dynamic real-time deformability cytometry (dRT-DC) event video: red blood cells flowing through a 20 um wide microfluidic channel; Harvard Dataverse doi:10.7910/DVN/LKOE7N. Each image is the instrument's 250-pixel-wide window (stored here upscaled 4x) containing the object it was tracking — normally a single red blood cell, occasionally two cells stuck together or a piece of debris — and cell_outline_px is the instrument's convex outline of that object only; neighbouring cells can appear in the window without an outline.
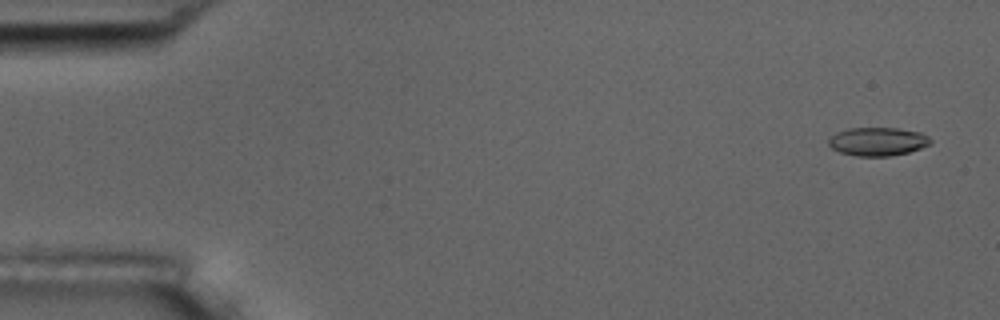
{"species": "common noctule bat (a hibernating species)", "species_latin": "Nyctalus noctula", "temperature_condition": "room temperature", "stored_images_in_passage": 6, "camera_frame_rate_fps": 3000, "um_per_image_px": 0.085, "animal": {"sex": "male", "body_mass_g": 17.5, "forearm_length_mm": 52.3}, "frame": {"image": 1, "passage_image": 1, "time_ms": 0.0, "image_size_px": [1000, 320], "cell_outline_px": [[932, 140], [928, 144], [920, 148], [908, 152], [892, 156], [856, 156], [840, 152], [832, 148], [828, 144], [828, 140], [836, 132], [848, 128], [896, 128], [920, 132], [928, 136]], "centroid_in_image_um": [74.58, 12.03], "position_along_channel_um": 10.4, "area_um2": 16.82}}
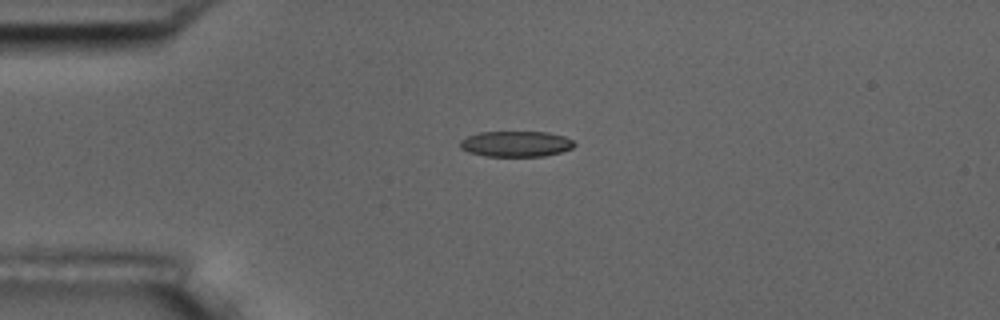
{"frame": {"image": 2, "passage_image": 4, "time_ms": 3.667, "image_size_px": [1000, 320], "cell_outline_px": [[576, 144], [572, 148], [560, 152], [544, 156], [484, 156], [468, 152], [460, 148], [460, 140], [468, 136], [480, 132], [548, 132], [564, 136], [572, 140]], "centroid_in_image_um": [43.85, 12.23], "position_along_channel_um": 41.2, "area_um2": 17.11}}